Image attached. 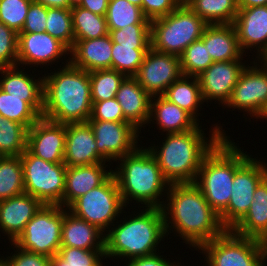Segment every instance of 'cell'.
<instances>
[{"label":"cell","instance_id":"1","mask_svg":"<svg viewBox=\"0 0 267 266\" xmlns=\"http://www.w3.org/2000/svg\"><path fill=\"white\" fill-rule=\"evenodd\" d=\"M166 194L162 207L166 236L173 228L183 243L196 250L227 230L194 183L170 184Z\"/></svg>","mask_w":267,"mask_h":266},{"label":"cell","instance_id":"2","mask_svg":"<svg viewBox=\"0 0 267 266\" xmlns=\"http://www.w3.org/2000/svg\"><path fill=\"white\" fill-rule=\"evenodd\" d=\"M198 124L194 129L166 134L162 145L148 147L169 184L194 183L204 158L226 137L222 126L214 124L209 138Z\"/></svg>","mask_w":267,"mask_h":266},{"label":"cell","instance_id":"3","mask_svg":"<svg viewBox=\"0 0 267 266\" xmlns=\"http://www.w3.org/2000/svg\"><path fill=\"white\" fill-rule=\"evenodd\" d=\"M58 70L43 75L41 117L62 124L87 122L92 110L89 72L70 61Z\"/></svg>","mask_w":267,"mask_h":266},{"label":"cell","instance_id":"4","mask_svg":"<svg viewBox=\"0 0 267 266\" xmlns=\"http://www.w3.org/2000/svg\"><path fill=\"white\" fill-rule=\"evenodd\" d=\"M142 211L105 232V259L137 258L158 253V244L166 237L162 208H144ZM133 217V218H132ZM165 236V237H164ZM158 249V252H157Z\"/></svg>","mask_w":267,"mask_h":266},{"label":"cell","instance_id":"5","mask_svg":"<svg viewBox=\"0 0 267 266\" xmlns=\"http://www.w3.org/2000/svg\"><path fill=\"white\" fill-rule=\"evenodd\" d=\"M120 164L112 173L116 178L125 206L135 200L141 207L162 208L169 183L164 179L161 169L148 151L140 146L131 154L118 160ZM164 192V193H163ZM164 195V196H163ZM162 196V197H161Z\"/></svg>","mask_w":267,"mask_h":266},{"label":"cell","instance_id":"6","mask_svg":"<svg viewBox=\"0 0 267 266\" xmlns=\"http://www.w3.org/2000/svg\"><path fill=\"white\" fill-rule=\"evenodd\" d=\"M236 145L224 137L204 158L194 181L218 215L228 207L235 172L251 157Z\"/></svg>","mask_w":267,"mask_h":266},{"label":"cell","instance_id":"7","mask_svg":"<svg viewBox=\"0 0 267 266\" xmlns=\"http://www.w3.org/2000/svg\"><path fill=\"white\" fill-rule=\"evenodd\" d=\"M207 24L184 1L171 13L151 21V48L180 57L202 37Z\"/></svg>","mask_w":267,"mask_h":266},{"label":"cell","instance_id":"8","mask_svg":"<svg viewBox=\"0 0 267 266\" xmlns=\"http://www.w3.org/2000/svg\"><path fill=\"white\" fill-rule=\"evenodd\" d=\"M24 193L30 194L44 205L63 207V194L67 166L47 162L26 149L21 155Z\"/></svg>","mask_w":267,"mask_h":266},{"label":"cell","instance_id":"9","mask_svg":"<svg viewBox=\"0 0 267 266\" xmlns=\"http://www.w3.org/2000/svg\"><path fill=\"white\" fill-rule=\"evenodd\" d=\"M121 193L113 173L99 186L76 199L67 209L75 216L97 226L102 232L110 230L123 212ZM123 209V210H122Z\"/></svg>","mask_w":267,"mask_h":266},{"label":"cell","instance_id":"10","mask_svg":"<svg viewBox=\"0 0 267 266\" xmlns=\"http://www.w3.org/2000/svg\"><path fill=\"white\" fill-rule=\"evenodd\" d=\"M64 207L42 205L14 243L21 249L53 257L61 248Z\"/></svg>","mask_w":267,"mask_h":266},{"label":"cell","instance_id":"11","mask_svg":"<svg viewBox=\"0 0 267 266\" xmlns=\"http://www.w3.org/2000/svg\"><path fill=\"white\" fill-rule=\"evenodd\" d=\"M197 250L206 256L208 266H262L259 241L239 236L231 230H226Z\"/></svg>","mask_w":267,"mask_h":266},{"label":"cell","instance_id":"12","mask_svg":"<svg viewBox=\"0 0 267 266\" xmlns=\"http://www.w3.org/2000/svg\"><path fill=\"white\" fill-rule=\"evenodd\" d=\"M258 160L251 156L234 174L228 207L219 215L227 230H231L246 215L253 202L255 188L267 176V163Z\"/></svg>","mask_w":267,"mask_h":266},{"label":"cell","instance_id":"13","mask_svg":"<svg viewBox=\"0 0 267 266\" xmlns=\"http://www.w3.org/2000/svg\"><path fill=\"white\" fill-rule=\"evenodd\" d=\"M253 60L254 65H247L241 72L225 106L259 119L267 107V65L262 60Z\"/></svg>","mask_w":267,"mask_h":266},{"label":"cell","instance_id":"14","mask_svg":"<svg viewBox=\"0 0 267 266\" xmlns=\"http://www.w3.org/2000/svg\"><path fill=\"white\" fill-rule=\"evenodd\" d=\"M94 133L98 155L106 162H115L133 153L139 145V133L129 122L87 121Z\"/></svg>","mask_w":267,"mask_h":266},{"label":"cell","instance_id":"15","mask_svg":"<svg viewBox=\"0 0 267 266\" xmlns=\"http://www.w3.org/2000/svg\"><path fill=\"white\" fill-rule=\"evenodd\" d=\"M180 57L150 47L134 76L151 96L163 95L182 76Z\"/></svg>","mask_w":267,"mask_h":266},{"label":"cell","instance_id":"16","mask_svg":"<svg viewBox=\"0 0 267 266\" xmlns=\"http://www.w3.org/2000/svg\"><path fill=\"white\" fill-rule=\"evenodd\" d=\"M66 124L40 117L29 129L27 149L51 163H64Z\"/></svg>","mask_w":267,"mask_h":266},{"label":"cell","instance_id":"17","mask_svg":"<svg viewBox=\"0 0 267 266\" xmlns=\"http://www.w3.org/2000/svg\"><path fill=\"white\" fill-rule=\"evenodd\" d=\"M70 54V49L47 32L18 33V66H45L59 62ZM48 63V64H47Z\"/></svg>","mask_w":267,"mask_h":266},{"label":"cell","instance_id":"18","mask_svg":"<svg viewBox=\"0 0 267 266\" xmlns=\"http://www.w3.org/2000/svg\"><path fill=\"white\" fill-rule=\"evenodd\" d=\"M245 67L242 60L213 62L197 77L204 102L218 100L224 106Z\"/></svg>","mask_w":267,"mask_h":266},{"label":"cell","instance_id":"19","mask_svg":"<svg viewBox=\"0 0 267 266\" xmlns=\"http://www.w3.org/2000/svg\"><path fill=\"white\" fill-rule=\"evenodd\" d=\"M238 9L232 24L240 47L244 54L246 49L256 48V58L261 60L267 53V5Z\"/></svg>","mask_w":267,"mask_h":266},{"label":"cell","instance_id":"20","mask_svg":"<svg viewBox=\"0 0 267 266\" xmlns=\"http://www.w3.org/2000/svg\"><path fill=\"white\" fill-rule=\"evenodd\" d=\"M105 162L99 155L93 130L88 122L66 124L64 164L68 167Z\"/></svg>","mask_w":267,"mask_h":266},{"label":"cell","instance_id":"21","mask_svg":"<svg viewBox=\"0 0 267 266\" xmlns=\"http://www.w3.org/2000/svg\"><path fill=\"white\" fill-rule=\"evenodd\" d=\"M43 204L27 193L0 201V231L14 242ZM11 240V241H10Z\"/></svg>","mask_w":267,"mask_h":266},{"label":"cell","instance_id":"22","mask_svg":"<svg viewBox=\"0 0 267 266\" xmlns=\"http://www.w3.org/2000/svg\"><path fill=\"white\" fill-rule=\"evenodd\" d=\"M115 99L119 102L124 118L141 132L148 125L152 96L135 77L127 76L121 83Z\"/></svg>","mask_w":267,"mask_h":266},{"label":"cell","instance_id":"23","mask_svg":"<svg viewBox=\"0 0 267 266\" xmlns=\"http://www.w3.org/2000/svg\"><path fill=\"white\" fill-rule=\"evenodd\" d=\"M113 42L109 34L90 40H78L70 49V56L66 60L82 70L91 72L94 70L112 69Z\"/></svg>","mask_w":267,"mask_h":266},{"label":"cell","instance_id":"24","mask_svg":"<svg viewBox=\"0 0 267 266\" xmlns=\"http://www.w3.org/2000/svg\"><path fill=\"white\" fill-rule=\"evenodd\" d=\"M106 162L66 168L63 207L68 208L76 199L101 185L113 170L107 171Z\"/></svg>","mask_w":267,"mask_h":266},{"label":"cell","instance_id":"25","mask_svg":"<svg viewBox=\"0 0 267 266\" xmlns=\"http://www.w3.org/2000/svg\"><path fill=\"white\" fill-rule=\"evenodd\" d=\"M61 247L105 250V233L64 208Z\"/></svg>","mask_w":267,"mask_h":266},{"label":"cell","instance_id":"26","mask_svg":"<svg viewBox=\"0 0 267 266\" xmlns=\"http://www.w3.org/2000/svg\"><path fill=\"white\" fill-rule=\"evenodd\" d=\"M201 39L213 62L243 60V56L246 57L233 24L207 25Z\"/></svg>","mask_w":267,"mask_h":266},{"label":"cell","instance_id":"27","mask_svg":"<svg viewBox=\"0 0 267 266\" xmlns=\"http://www.w3.org/2000/svg\"><path fill=\"white\" fill-rule=\"evenodd\" d=\"M152 99L148 124L156 121L155 124L162 132L183 133L194 129L199 124L188 112L163 95L152 96Z\"/></svg>","mask_w":267,"mask_h":266},{"label":"cell","instance_id":"28","mask_svg":"<svg viewBox=\"0 0 267 266\" xmlns=\"http://www.w3.org/2000/svg\"><path fill=\"white\" fill-rule=\"evenodd\" d=\"M231 231L257 240L267 235V176L255 188L248 212Z\"/></svg>","mask_w":267,"mask_h":266},{"label":"cell","instance_id":"29","mask_svg":"<svg viewBox=\"0 0 267 266\" xmlns=\"http://www.w3.org/2000/svg\"><path fill=\"white\" fill-rule=\"evenodd\" d=\"M43 97H16L0 89V115L29 129L41 116Z\"/></svg>","mask_w":267,"mask_h":266},{"label":"cell","instance_id":"30","mask_svg":"<svg viewBox=\"0 0 267 266\" xmlns=\"http://www.w3.org/2000/svg\"><path fill=\"white\" fill-rule=\"evenodd\" d=\"M163 96L200 122L198 112L199 107L202 109L200 105L204 103V100L197 77L182 75L167 88Z\"/></svg>","mask_w":267,"mask_h":266},{"label":"cell","instance_id":"31","mask_svg":"<svg viewBox=\"0 0 267 266\" xmlns=\"http://www.w3.org/2000/svg\"><path fill=\"white\" fill-rule=\"evenodd\" d=\"M19 69L18 65L0 67V89L16 97H43V76L35 79Z\"/></svg>","mask_w":267,"mask_h":266},{"label":"cell","instance_id":"32","mask_svg":"<svg viewBox=\"0 0 267 266\" xmlns=\"http://www.w3.org/2000/svg\"><path fill=\"white\" fill-rule=\"evenodd\" d=\"M207 25L232 24L238 13L237 0H183Z\"/></svg>","mask_w":267,"mask_h":266},{"label":"cell","instance_id":"33","mask_svg":"<svg viewBox=\"0 0 267 266\" xmlns=\"http://www.w3.org/2000/svg\"><path fill=\"white\" fill-rule=\"evenodd\" d=\"M74 41L100 38L109 33L106 16L95 14L83 7L71 8Z\"/></svg>","mask_w":267,"mask_h":266},{"label":"cell","instance_id":"34","mask_svg":"<svg viewBox=\"0 0 267 266\" xmlns=\"http://www.w3.org/2000/svg\"><path fill=\"white\" fill-rule=\"evenodd\" d=\"M24 193L20 156H0V201Z\"/></svg>","mask_w":267,"mask_h":266},{"label":"cell","instance_id":"35","mask_svg":"<svg viewBox=\"0 0 267 266\" xmlns=\"http://www.w3.org/2000/svg\"><path fill=\"white\" fill-rule=\"evenodd\" d=\"M106 21L108 30L122 29L132 24H151L141 7L127 0H109Z\"/></svg>","mask_w":267,"mask_h":266},{"label":"cell","instance_id":"36","mask_svg":"<svg viewBox=\"0 0 267 266\" xmlns=\"http://www.w3.org/2000/svg\"><path fill=\"white\" fill-rule=\"evenodd\" d=\"M28 129L0 115V156H20L27 149Z\"/></svg>","mask_w":267,"mask_h":266},{"label":"cell","instance_id":"37","mask_svg":"<svg viewBox=\"0 0 267 266\" xmlns=\"http://www.w3.org/2000/svg\"><path fill=\"white\" fill-rule=\"evenodd\" d=\"M127 76L112 69L89 72L92 103L115 98L118 88Z\"/></svg>","mask_w":267,"mask_h":266},{"label":"cell","instance_id":"38","mask_svg":"<svg viewBox=\"0 0 267 266\" xmlns=\"http://www.w3.org/2000/svg\"><path fill=\"white\" fill-rule=\"evenodd\" d=\"M104 257L105 250L61 247L58 253L50 258V266H104Z\"/></svg>","mask_w":267,"mask_h":266},{"label":"cell","instance_id":"39","mask_svg":"<svg viewBox=\"0 0 267 266\" xmlns=\"http://www.w3.org/2000/svg\"><path fill=\"white\" fill-rule=\"evenodd\" d=\"M45 32L71 49L75 43L71 9L47 8Z\"/></svg>","mask_w":267,"mask_h":266},{"label":"cell","instance_id":"40","mask_svg":"<svg viewBox=\"0 0 267 266\" xmlns=\"http://www.w3.org/2000/svg\"><path fill=\"white\" fill-rule=\"evenodd\" d=\"M180 63L184 76L198 77L213 63V60L200 38L184 50L180 56Z\"/></svg>","mask_w":267,"mask_h":266},{"label":"cell","instance_id":"41","mask_svg":"<svg viewBox=\"0 0 267 266\" xmlns=\"http://www.w3.org/2000/svg\"><path fill=\"white\" fill-rule=\"evenodd\" d=\"M149 49H135L118 43L112 46V70L134 77L143 63L144 57Z\"/></svg>","mask_w":267,"mask_h":266},{"label":"cell","instance_id":"42","mask_svg":"<svg viewBox=\"0 0 267 266\" xmlns=\"http://www.w3.org/2000/svg\"><path fill=\"white\" fill-rule=\"evenodd\" d=\"M113 43L135 49H150L151 24H132L122 29L108 30Z\"/></svg>","mask_w":267,"mask_h":266},{"label":"cell","instance_id":"43","mask_svg":"<svg viewBox=\"0 0 267 266\" xmlns=\"http://www.w3.org/2000/svg\"><path fill=\"white\" fill-rule=\"evenodd\" d=\"M33 0H0V23L17 33L22 31Z\"/></svg>","mask_w":267,"mask_h":266},{"label":"cell","instance_id":"44","mask_svg":"<svg viewBox=\"0 0 267 266\" xmlns=\"http://www.w3.org/2000/svg\"><path fill=\"white\" fill-rule=\"evenodd\" d=\"M18 62V33L0 23V67L16 66Z\"/></svg>","mask_w":267,"mask_h":266},{"label":"cell","instance_id":"45","mask_svg":"<svg viewBox=\"0 0 267 266\" xmlns=\"http://www.w3.org/2000/svg\"><path fill=\"white\" fill-rule=\"evenodd\" d=\"M89 120L128 122L124 118L121 106L115 98L92 103Z\"/></svg>","mask_w":267,"mask_h":266},{"label":"cell","instance_id":"46","mask_svg":"<svg viewBox=\"0 0 267 266\" xmlns=\"http://www.w3.org/2000/svg\"><path fill=\"white\" fill-rule=\"evenodd\" d=\"M47 7L32 1L22 31L19 33L44 32L46 28Z\"/></svg>","mask_w":267,"mask_h":266},{"label":"cell","instance_id":"47","mask_svg":"<svg viewBox=\"0 0 267 266\" xmlns=\"http://www.w3.org/2000/svg\"><path fill=\"white\" fill-rule=\"evenodd\" d=\"M15 253L6 256L9 266H50V257L19 248L14 242Z\"/></svg>","mask_w":267,"mask_h":266},{"label":"cell","instance_id":"48","mask_svg":"<svg viewBox=\"0 0 267 266\" xmlns=\"http://www.w3.org/2000/svg\"><path fill=\"white\" fill-rule=\"evenodd\" d=\"M183 0H143L142 12L144 16L152 21L173 12Z\"/></svg>","mask_w":267,"mask_h":266},{"label":"cell","instance_id":"49","mask_svg":"<svg viewBox=\"0 0 267 266\" xmlns=\"http://www.w3.org/2000/svg\"><path fill=\"white\" fill-rule=\"evenodd\" d=\"M161 253H155L149 256L144 257H137L129 259V261L126 259L125 266H180V263L171 262L170 260L167 261V259H163V256L159 255ZM170 261V263H169ZM182 266V265H181Z\"/></svg>","mask_w":267,"mask_h":266},{"label":"cell","instance_id":"50","mask_svg":"<svg viewBox=\"0 0 267 266\" xmlns=\"http://www.w3.org/2000/svg\"><path fill=\"white\" fill-rule=\"evenodd\" d=\"M109 0H82L80 7H83L95 14L106 16Z\"/></svg>","mask_w":267,"mask_h":266},{"label":"cell","instance_id":"51","mask_svg":"<svg viewBox=\"0 0 267 266\" xmlns=\"http://www.w3.org/2000/svg\"><path fill=\"white\" fill-rule=\"evenodd\" d=\"M37 3L43 4L47 8H63L69 9L68 0H33Z\"/></svg>","mask_w":267,"mask_h":266},{"label":"cell","instance_id":"52","mask_svg":"<svg viewBox=\"0 0 267 266\" xmlns=\"http://www.w3.org/2000/svg\"><path fill=\"white\" fill-rule=\"evenodd\" d=\"M238 8L266 6L267 0H237Z\"/></svg>","mask_w":267,"mask_h":266},{"label":"cell","instance_id":"53","mask_svg":"<svg viewBox=\"0 0 267 266\" xmlns=\"http://www.w3.org/2000/svg\"><path fill=\"white\" fill-rule=\"evenodd\" d=\"M259 245L261 249V254H262V266H265V262L267 261V235L260 238L259 240ZM266 260V261H265Z\"/></svg>","mask_w":267,"mask_h":266},{"label":"cell","instance_id":"54","mask_svg":"<svg viewBox=\"0 0 267 266\" xmlns=\"http://www.w3.org/2000/svg\"><path fill=\"white\" fill-rule=\"evenodd\" d=\"M68 1H69V9H71L80 6L82 0H68Z\"/></svg>","mask_w":267,"mask_h":266},{"label":"cell","instance_id":"55","mask_svg":"<svg viewBox=\"0 0 267 266\" xmlns=\"http://www.w3.org/2000/svg\"><path fill=\"white\" fill-rule=\"evenodd\" d=\"M129 3H132L136 6L142 7V1L143 0H127Z\"/></svg>","mask_w":267,"mask_h":266},{"label":"cell","instance_id":"56","mask_svg":"<svg viewBox=\"0 0 267 266\" xmlns=\"http://www.w3.org/2000/svg\"><path fill=\"white\" fill-rule=\"evenodd\" d=\"M3 256H1L0 258V266H9L8 260L6 258H2Z\"/></svg>","mask_w":267,"mask_h":266},{"label":"cell","instance_id":"57","mask_svg":"<svg viewBox=\"0 0 267 266\" xmlns=\"http://www.w3.org/2000/svg\"><path fill=\"white\" fill-rule=\"evenodd\" d=\"M261 119H266L267 120V107H266V109L264 110V112H263V114H262V116L260 117Z\"/></svg>","mask_w":267,"mask_h":266},{"label":"cell","instance_id":"58","mask_svg":"<svg viewBox=\"0 0 267 266\" xmlns=\"http://www.w3.org/2000/svg\"><path fill=\"white\" fill-rule=\"evenodd\" d=\"M267 65V53L261 59Z\"/></svg>","mask_w":267,"mask_h":266}]
</instances>
